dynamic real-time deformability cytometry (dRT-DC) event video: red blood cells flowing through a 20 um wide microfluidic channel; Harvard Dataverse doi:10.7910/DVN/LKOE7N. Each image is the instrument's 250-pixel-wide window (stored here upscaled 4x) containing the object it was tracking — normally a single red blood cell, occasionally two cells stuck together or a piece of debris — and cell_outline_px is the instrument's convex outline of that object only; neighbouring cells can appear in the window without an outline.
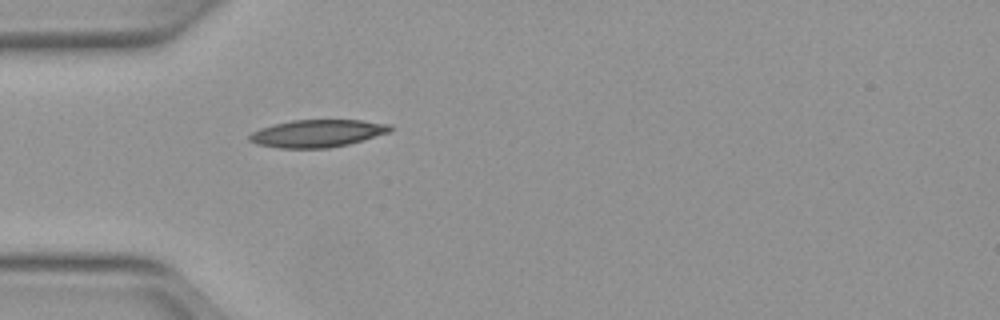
{"species": "Egyptian fruit bat (a non-hibernating species)", "species_latin": "Rousettus aegyptiacus", "temperature_condition": "warm", "stored_images_in_passage": 20, "camera_frame_rate_fps": 3000, "um_per_image_px": 0.085, "animal": {"sex": "female"}, "frame": {"image": 1, "passage_image": 1, "time_ms": 0.0, "image_size_px": [1000, 320], "cell_outline_px": [[392, 128], [388, 132], [348, 144], [328, 148], [280, 148], [256, 144], [248, 140], [248, 136], [252, 132], [260, 128], [292, 120], [360, 120], [392, 124]], "centroid_in_image_um": [26.95, 11.34], "position_along_channel_um": 58.1, "area_um2": 22.37}}